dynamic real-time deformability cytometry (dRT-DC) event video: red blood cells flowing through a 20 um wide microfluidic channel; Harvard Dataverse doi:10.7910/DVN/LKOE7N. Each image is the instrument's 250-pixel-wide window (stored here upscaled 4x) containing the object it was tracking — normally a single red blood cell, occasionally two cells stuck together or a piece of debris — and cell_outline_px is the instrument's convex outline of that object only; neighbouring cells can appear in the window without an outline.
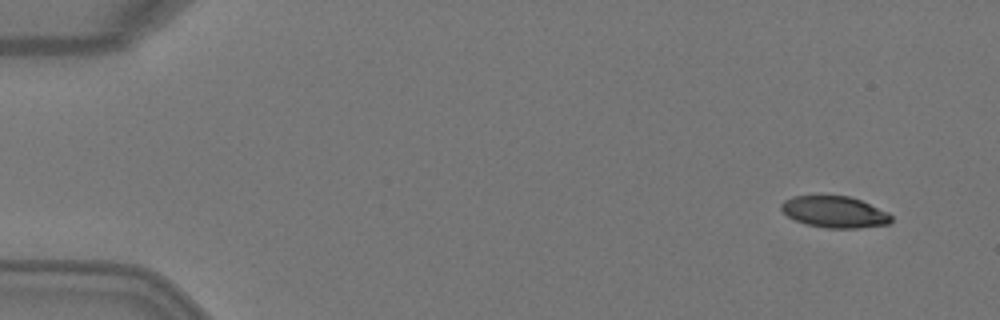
{"species": "Egyptian fruit bat (a non-hibernating species)", "species_latin": "Rousettus aegyptiacus", "temperature_condition": "warm", "stored_images_in_passage": 4, "camera_frame_rate_fps": 3000, "um_per_image_px": 0.085, "animal": {"sex": "female"}, "frame": {"image": 1, "passage_image": 1, "time_ms": 0.0, "image_size_px": [1000, 320], "cell_outline_px": [[892, 220], [888, 224], [860, 228], [824, 228], [804, 224], [788, 216], [780, 208], [780, 204], [784, 200], [792, 196], [848, 196], [860, 200], [888, 212], [892, 216]], "centroid_in_image_um": [70.93, 18.02], "position_along_channel_um": 14.1, "area_um2": 20.17}}
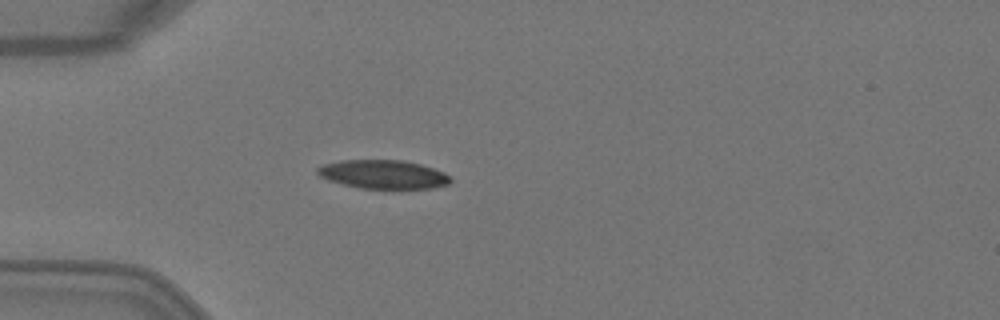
{"frame": {"image": 2, "passage_image": 4, "time_ms": 1.0, "image_size_px": [1000, 320], "cell_outline_px": [[452, 180], [448, 184], [432, 188], [400, 192], [392, 192], [360, 188], [328, 180], [320, 176], [316, 172], [316, 168], [324, 164], [340, 160], [404, 160], [420, 164], [444, 172], [452, 176]], "centroid_in_image_um": [32.64, 14.87], "position_along_channel_um": 52.4, "area_um2": 23.35}}